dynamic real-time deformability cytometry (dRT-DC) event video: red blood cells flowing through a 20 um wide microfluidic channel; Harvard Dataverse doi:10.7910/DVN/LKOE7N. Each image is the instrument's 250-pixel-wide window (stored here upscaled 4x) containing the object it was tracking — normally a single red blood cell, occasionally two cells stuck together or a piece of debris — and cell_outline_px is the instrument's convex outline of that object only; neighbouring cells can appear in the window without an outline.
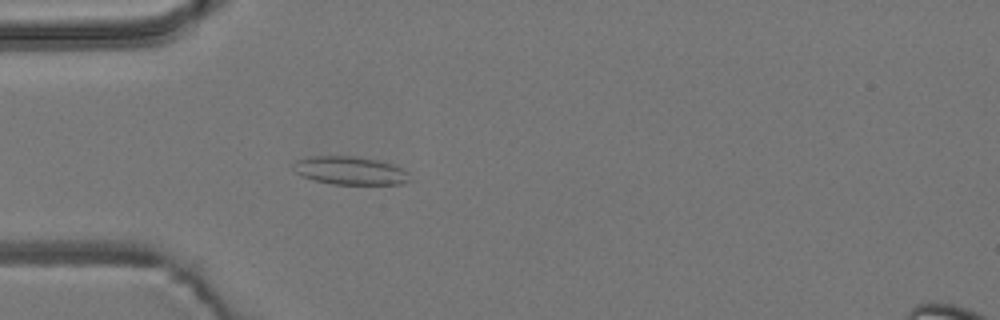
{"species": "common noctule bat (a hibernating species)", "species_latin": "Nyctalus noctula", "temperature_condition": "room temperature", "stored_images_in_passage": 53, "camera_frame_rate_fps": 3000, "um_per_image_px": 0.085, "animal": {"sex": "male", "body_mass_g": 19.2, "forearm_length_mm": 51.8}, "frame": {"image": 1, "passage_image": 15, "time_ms": 4.667, "image_size_px": [1000, 320], "cell_outline_px": [[412, 180], [400, 184], [332, 184], [300, 176], [292, 168], [292, 164], [296, 160], [308, 156], [360, 156], [392, 164], [408, 172]], "centroid_in_image_um": [29.74, 14.49], "position_along_channel_um": 55.3, "area_um2": 19.25}}
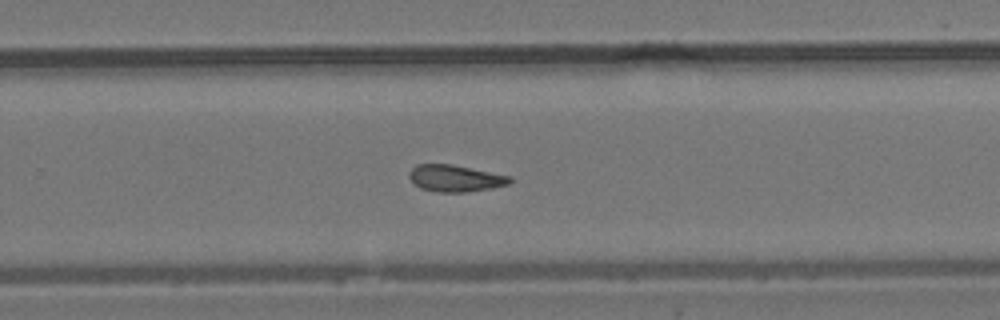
{"frame": {"image": 2, "passage_image": 34, "time_ms": 11.0, "image_size_px": [1000, 320], "cell_outline_px": [[512, 180], [508, 184], [492, 188], [464, 192], [436, 192], [420, 188], [408, 176], [408, 172], [416, 164], [452, 164], [512, 176]], "centroid_in_image_um": [38.69, 15.15], "position_along_channel_um": 291.1, "area_um2": 15.72}}
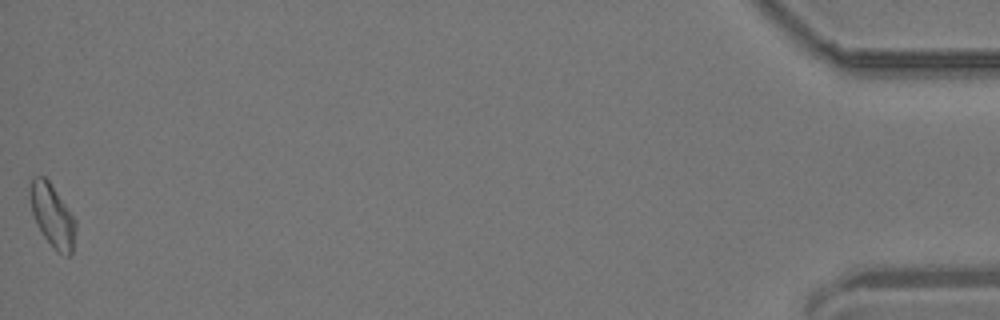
{"frame": {"image": 3, "passage_image": 53, "time_ms": 17.333, "image_size_px": [1000, 320], "cell_outline_px": [[76, 228], [72, 252], [68, 256], [60, 252], [44, 236], [36, 224], [32, 212], [28, 192], [32, 180], [36, 176], [44, 176], [48, 180], [76, 220]], "centroid_in_image_um": [4.44, 18.29], "position_along_channel_um": 430.8, "area_um2": 16.3}, "authors_computed_cell_mechanics": {"area_um2": 16.2418, "velocity_mm_per_s": 3.8264, "shape_relaxation_time_tau1_ms": null, "shape_relaxation_time_tau2_ms": 7.9771, "deformation_change_tau1": null, "deformation_change_tau2": 0.1727}}